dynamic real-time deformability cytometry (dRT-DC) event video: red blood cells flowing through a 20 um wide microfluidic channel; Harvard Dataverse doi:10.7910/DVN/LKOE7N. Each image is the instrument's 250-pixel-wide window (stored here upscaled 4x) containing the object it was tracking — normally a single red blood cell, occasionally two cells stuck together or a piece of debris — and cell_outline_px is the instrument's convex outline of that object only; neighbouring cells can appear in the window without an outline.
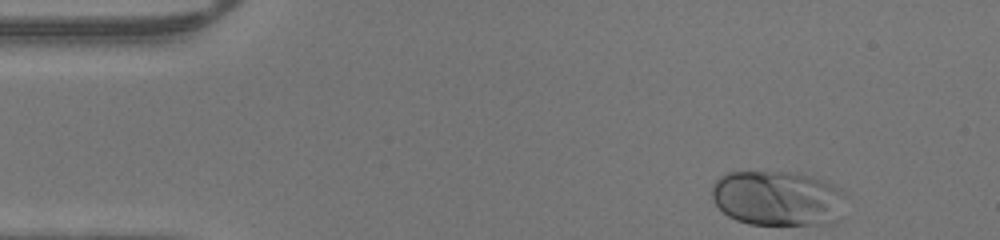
{"species": "human", "species_latin": "Homo sapiens", "temperature_condition": "warm", "stored_images_in_passage": 34, "camera_frame_rate_fps": 3000, "um_per_image_px": 0.085, "donor": {"sex": "male"}, "frame": {"image": 1, "passage_image": 1, "time_ms": 0.0, "image_size_px": [1000, 240], "cell_outline_px": [[844, 196], [836, 224], [748, 224], [736, 220], [728, 216], [712, 200], [712, 184], [720, 176], [728, 172], [800, 172], [824, 180], [840, 188], [844, 192]], "centroid_in_image_um": [66.09, 16.84], "position_along_channel_um": 18.9, "area_um2": 43.23}}
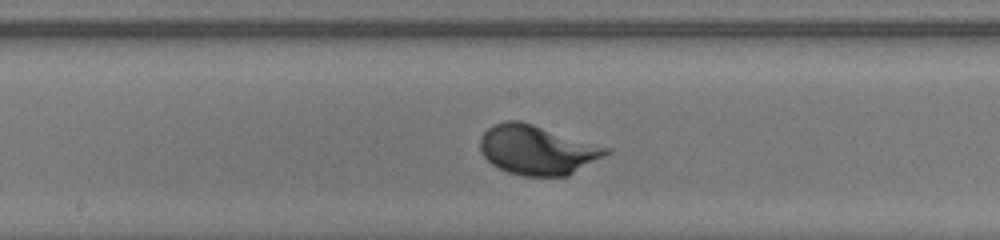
{"frame": {"image": 2, "passage_image": 20, "time_ms": 6.333, "image_size_px": [1000, 240], "cell_outline_px": [[612, 152], [568, 176], [524, 176], [508, 172], [492, 164], [480, 152], [480, 136], [492, 124], [504, 120], [520, 120], [612, 148]], "centroid_in_image_um": [45.67, 12.73], "position_along_channel_um": 202.5, "area_um2": 36.53}}
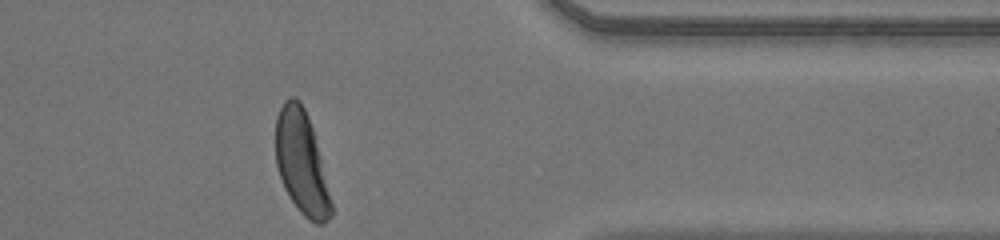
{"frame": {"image": 3, "passage_image": 34, "time_ms": 11.0, "image_size_px": [1000, 240], "cell_outline_px": [[332, 216], [324, 224], [316, 224], [308, 220], [300, 212], [284, 188], [276, 164], [276, 116], [284, 100], [288, 96], [296, 96], [300, 100], [304, 108], [312, 128], [320, 156], [332, 204]], "centroid_in_image_um": [25.62, 13.82], "position_along_channel_um": 385.8, "area_um2": 33.18}}